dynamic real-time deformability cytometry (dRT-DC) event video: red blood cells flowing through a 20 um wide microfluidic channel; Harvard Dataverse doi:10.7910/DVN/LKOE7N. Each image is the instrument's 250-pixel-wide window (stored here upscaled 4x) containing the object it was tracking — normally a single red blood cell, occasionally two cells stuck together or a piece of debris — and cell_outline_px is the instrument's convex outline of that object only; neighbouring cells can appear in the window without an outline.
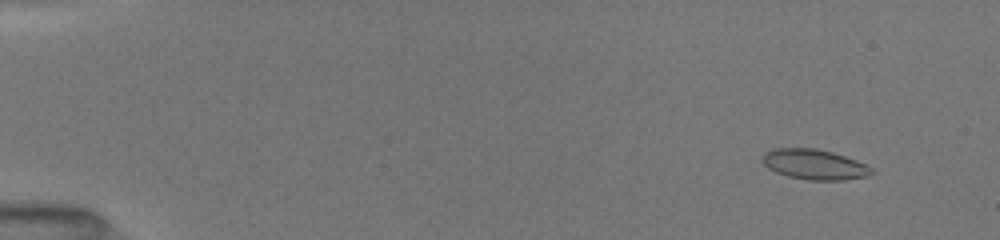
{"species": "common noctule bat (a hibernating species)", "species_latin": "Nyctalus noctula", "temperature_condition": "room temperature", "stored_images_in_passage": 49, "camera_frame_rate_fps": 3000, "um_per_image_px": 0.085, "animal": {"sex": "female", "body_mass_g": 19.5, "forearm_length_mm": 54.1}, "frame": {"image": 1, "passage_image": 5, "time_ms": 0.667, "image_size_px": [1000, 240], "cell_outline_px": [[876, 172], [868, 176], [844, 180], [808, 180], [788, 176], [776, 172], [768, 168], [760, 160], [760, 156], [764, 152], [772, 148], [816, 148], [832, 152], [856, 160], [872, 168]], "centroid_in_image_um": [69.19, 13.97], "position_along_channel_um": 15.8, "area_um2": 19.42}}
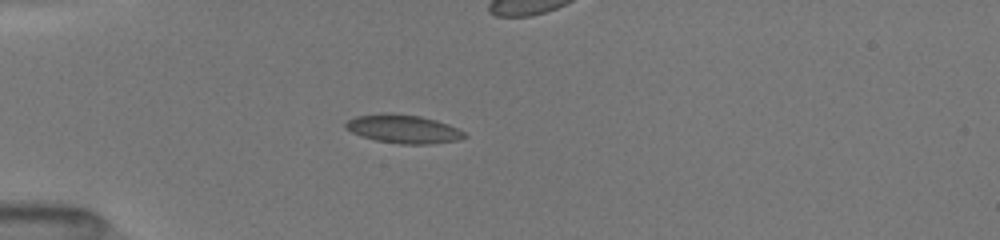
{"frame": {"image": 2, "passage_image": 20, "time_ms": 4.333, "image_size_px": [1000, 240], "cell_outline_px": [[468, 136], [456, 140], [428, 144], [400, 144], [376, 140], [360, 136], [344, 128], [344, 124], [348, 120], [356, 116], [380, 112], [392, 112], [420, 116], [436, 120], [448, 124], [464, 132]], "centroid_in_image_um": [34.23, 10.94], "position_along_channel_um": 50.8, "area_um2": 19.88}}
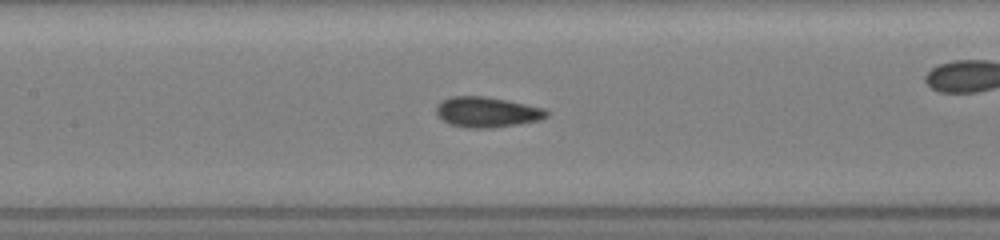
{"frame": {"image": 3, "passage_image": 43, "time_ms": 7.667, "image_size_px": [1000, 240], "cell_outline_px": [[548, 116], [540, 120], [520, 124], [492, 128], [468, 128], [448, 124], [436, 116], [436, 104], [440, 100], [452, 96], [488, 96], [508, 100], [544, 108], [548, 112]], "centroid_in_image_um": [41.35, 9.52], "position_along_channel_um": 166.0, "area_um2": 19.94}}